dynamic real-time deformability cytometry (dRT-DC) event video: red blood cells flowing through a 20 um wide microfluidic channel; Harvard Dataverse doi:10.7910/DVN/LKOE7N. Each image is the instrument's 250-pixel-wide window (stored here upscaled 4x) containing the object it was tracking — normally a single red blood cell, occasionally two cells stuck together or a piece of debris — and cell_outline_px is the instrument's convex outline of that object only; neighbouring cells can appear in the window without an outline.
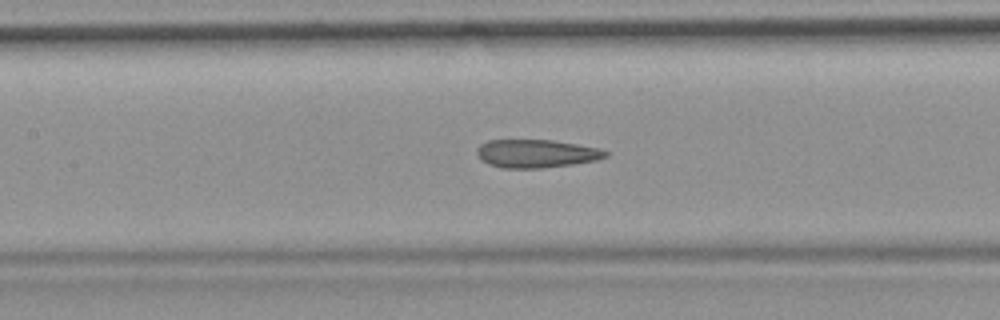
{"species": "common noctule bat (a hibernating species)", "species_latin": "Nyctalus noctula", "temperature_condition": "room temperature", "stored_images_in_passage": 52, "camera_frame_rate_fps": 3000, "um_per_image_px": 0.085, "animal": {"sex": "female", "body_mass_g": 19.9}, "frame": {"image": 1, "passage_image": 23, "time_ms": 7.333, "image_size_px": [1000, 320], "cell_outline_px": [[608, 156], [596, 160], [572, 164], [540, 168], [500, 168], [488, 164], [480, 160], [476, 156], [476, 148], [480, 144], [488, 140], [552, 140], [600, 148], [608, 152]], "centroid_in_image_um": [45.53, 13.05], "position_along_channel_um": 161.9, "area_um2": 21.27}, "authors_computed_cell_mechanics": {"area_um2": 22.253, "velocity_mm_per_s": 3.7572, "shape_relaxation_time_tau1_ms": null, "shape_relaxation_time_tau2_ms": 2.8723, "deformation_change_tau1": null, "deformation_change_tau2": 0.1222}}